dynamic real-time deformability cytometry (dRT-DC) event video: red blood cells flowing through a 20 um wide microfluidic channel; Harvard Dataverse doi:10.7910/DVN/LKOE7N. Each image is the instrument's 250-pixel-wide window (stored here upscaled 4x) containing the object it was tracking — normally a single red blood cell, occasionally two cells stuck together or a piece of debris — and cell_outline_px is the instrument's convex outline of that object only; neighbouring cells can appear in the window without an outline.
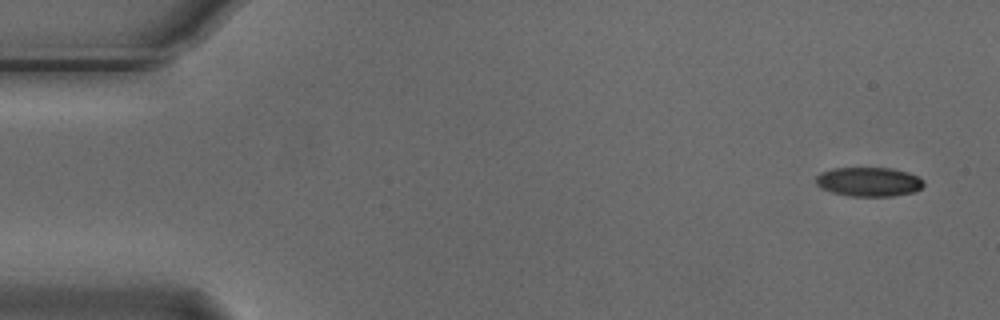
{"species": "Egyptian fruit bat (a non-hibernating species)", "species_latin": "Rousettus aegyptiacus", "temperature_condition": "cold", "stored_images_in_passage": 5, "camera_frame_rate_fps": 3000, "um_per_image_px": 0.085, "animal": {"sex": "male"}, "frame": {"image": 1, "passage_image": 1, "time_ms": 0.0, "image_size_px": [1000, 320], "cell_outline_px": [[924, 184], [916, 192], [892, 196], [852, 196], [832, 192], [820, 188], [816, 184], [816, 176], [820, 172], [832, 168], [892, 168], [908, 172], [924, 180]], "centroid_in_image_um": [73.84, 15.45], "position_along_channel_um": 11.2, "area_um2": 18.44}}